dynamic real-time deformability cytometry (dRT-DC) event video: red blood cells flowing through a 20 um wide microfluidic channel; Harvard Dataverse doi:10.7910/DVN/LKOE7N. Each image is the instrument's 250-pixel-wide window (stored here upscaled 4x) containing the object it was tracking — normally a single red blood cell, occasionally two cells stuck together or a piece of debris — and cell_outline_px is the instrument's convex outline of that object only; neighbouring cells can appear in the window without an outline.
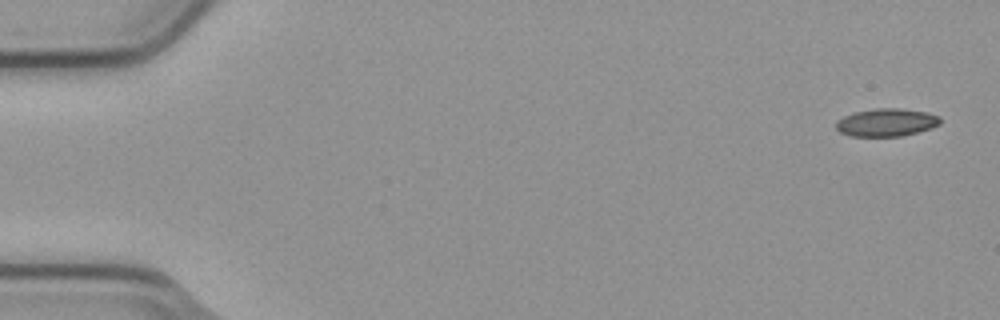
{"species": "common noctule bat (a hibernating species)", "species_latin": "Nyctalus noctula", "temperature_condition": "cold", "stored_images_in_passage": 5, "camera_frame_rate_fps": 3000, "um_per_image_px": 0.085, "animal": {"sex": "male", "body_mass_g": 23.1, "forearm_length_mm": 52.7}, "frame": {"image": 1, "passage_image": 1, "time_ms": 0.0, "image_size_px": [1000, 320], "cell_outline_px": [[940, 124], [932, 128], [900, 136], [848, 136], [840, 132], [836, 128], [836, 120], [844, 116], [856, 112], [876, 108], [900, 108], [928, 112], [940, 116]], "centroid_in_image_um": [75.35, 10.4], "position_along_channel_um": 9.7, "area_um2": 16.94}}
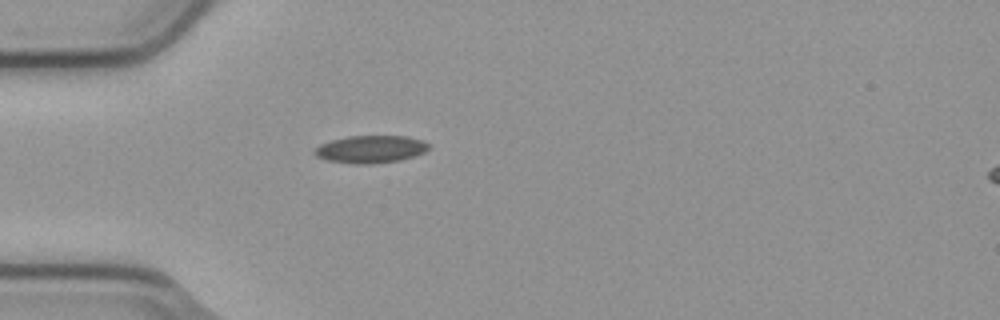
{"frame": {"image": 2, "passage_image": 5, "time_ms": 1.333, "image_size_px": [1000, 320], "cell_outline_px": [[428, 148], [424, 152], [400, 160], [372, 164], [352, 164], [324, 160], [316, 156], [312, 152], [320, 144], [332, 140], [348, 136], [404, 136], [420, 140], [428, 144]], "centroid_in_image_um": [31.43, 12.69], "position_along_channel_um": 53.6, "area_um2": 18.21}}